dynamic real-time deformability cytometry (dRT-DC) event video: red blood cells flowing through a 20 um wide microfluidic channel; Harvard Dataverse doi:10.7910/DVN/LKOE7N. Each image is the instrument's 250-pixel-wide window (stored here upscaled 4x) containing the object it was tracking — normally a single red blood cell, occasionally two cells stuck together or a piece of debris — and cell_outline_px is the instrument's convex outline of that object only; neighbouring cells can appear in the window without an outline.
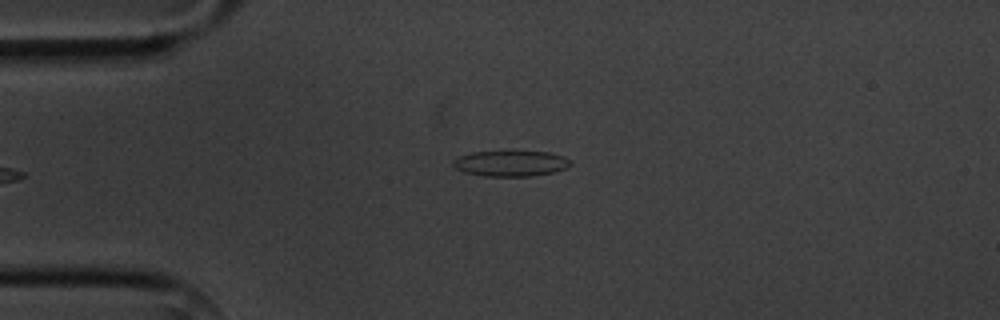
{"species": "common noctule bat (a hibernating species)", "species_latin": "Nyctalus noctula", "temperature_condition": "cold", "stored_images_in_passage": 5, "camera_frame_rate_fps": 3000, "um_per_image_px": 0.085, "animal": {"sex": "male", "body_mass_g": 20.1, "forearm_length_mm": 53.5}, "frame": {"image": 1, "passage_image": 5, "time_ms": 4.667, "image_size_px": [1000, 320], "cell_outline_px": [[572, 164], [568, 168], [556, 172], [532, 176], [484, 176], [464, 172], [456, 168], [452, 164], [452, 160], [460, 156], [472, 152], [512, 148], [548, 152], [564, 156], [572, 160]], "centroid_in_image_um": [43.46, 13.84], "position_along_channel_um": 41.5, "area_um2": 18.73}}